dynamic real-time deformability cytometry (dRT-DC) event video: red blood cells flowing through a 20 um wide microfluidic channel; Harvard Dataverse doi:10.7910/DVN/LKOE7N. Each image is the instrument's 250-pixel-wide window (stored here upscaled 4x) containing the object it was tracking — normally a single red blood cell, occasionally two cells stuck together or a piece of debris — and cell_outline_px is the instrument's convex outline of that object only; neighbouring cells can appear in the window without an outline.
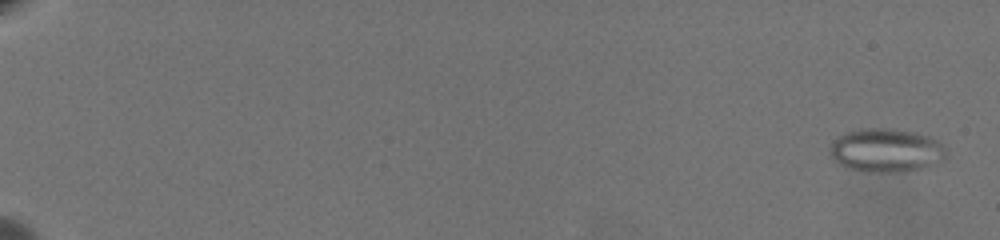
{"species": "common noctule bat (a hibernating species)", "species_latin": "Nyctalus noctula", "temperature_condition": "warm", "stored_images_in_passage": 66, "camera_frame_rate_fps": 3000, "um_per_image_px": 0.085, "animal": {"sex": "female", "body_mass_g": 19.5, "forearm_length_mm": 54.1}, "frame": {"image": 1, "passage_image": 3, "time_ms": 0.667, "image_size_px": [1000, 240], "cell_outline_px": [[944, 148], [928, 164], [920, 168], [896, 172], [872, 172], [844, 168], [832, 156], [832, 144], [840, 136], [848, 132], [860, 128], [880, 128], [916, 132], [940, 140]], "centroid_in_image_um": [75.22, 12.76], "position_along_channel_um": 9.8, "area_um2": 28.21}}
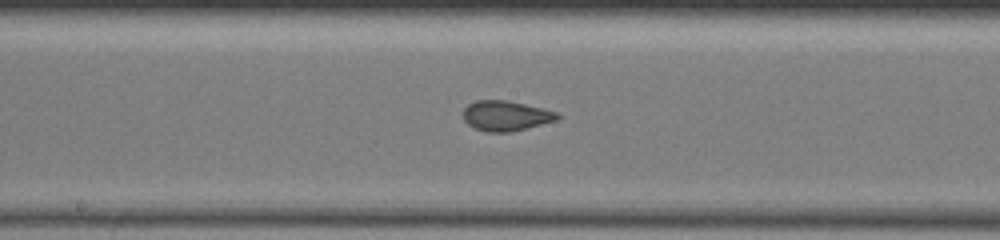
{"frame": {"image": 2, "passage_image": 40, "time_ms": 13.0, "image_size_px": [1000, 240], "cell_outline_px": [[560, 116], [556, 120], [512, 132], [488, 132], [476, 128], [468, 124], [464, 120], [464, 108], [468, 104], [476, 100], [504, 100], [524, 104], [556, 112]], "centroid_in_image_um": [42.97, 9.84], "position_along_channel_um": 205.2, "area_um2": 16.24}}
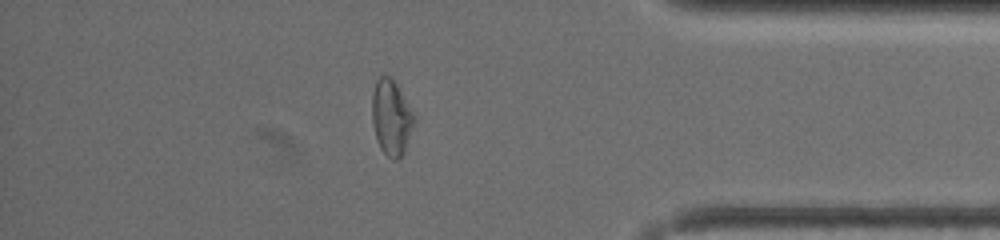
{"frame": {"image": 3, "passage_image": 59, "time_ms": 19.333, "image_size_px": [1000, 240], "cell_outline_px": [[412, 124], [404, 152], [396, 160], [392, 160], [380, 148], [376, 140], [372, 120], [372, 96], [376, 80], [380, 76], [388, 76], [396, 84], [412, 112]], "centroid_in_image_um": [33.2, 10.0], "position_along_channel_um": 402.0, "area_um2": 17.74}, "authors_computed_cell_mechanics": {"area_um2": 18.9873, "velocity_mm_per_s": 3.4113, "shape_relaxation_time_tau1_ms": null, "shape_relaxation_time_tau2_ms": 0.9274, "deformation_change_tau1": null, "deformation_change_tau2": 0.0652}}